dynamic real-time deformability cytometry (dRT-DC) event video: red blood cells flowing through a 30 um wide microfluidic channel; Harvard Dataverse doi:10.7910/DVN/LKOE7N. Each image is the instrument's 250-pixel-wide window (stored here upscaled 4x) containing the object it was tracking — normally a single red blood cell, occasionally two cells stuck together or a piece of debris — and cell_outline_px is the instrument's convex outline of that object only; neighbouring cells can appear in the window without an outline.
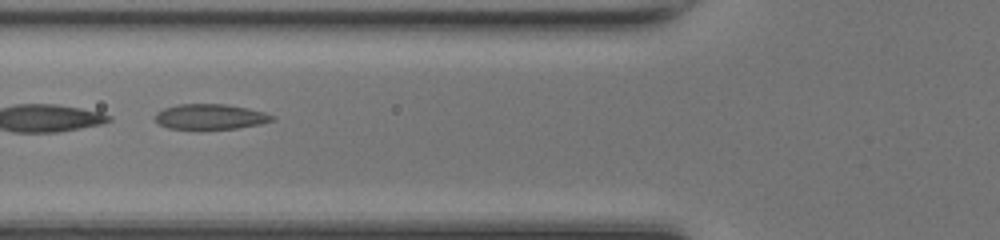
{"species": "common noctule bat (a hibernating species)", "species_latin": "Nyctalus noctula", "temperature_condition": "room temperature", "stored_images_in_passage": 39, "segment_of_instrument_passage": [2, 2], "camera_frame_rate_fps": 3000, "um_per_image_px": 0.085, "animal": {"sex": "female", "body_mass_g": 17.0, "forearm_length_mm": 48.0}, "frame": {"image": 1, "passage_image": 10, "time_ms": 3.0, "image_size_px": [1000, 240], "cell_outline_px": [[276, 120], [260, 124], [236, 128], [168, 128], [160, 124], [152, 116], [156, 112], [164, 108], [176, 104], [228, 104], [248, 108], [264, 112], [276, 116]], "centroid_in_image_um": [17.89, 9.9], "position_along_channel_um": 107.9, "area_um2": 17.22}}
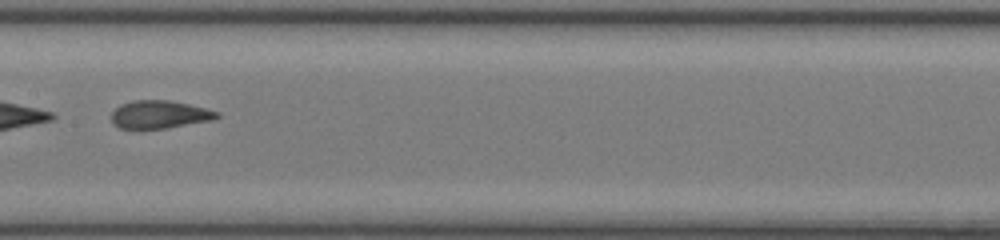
{"frame": {"image": 2, "passage_image": 16, "time_ms": 5.0, "image_size_px": [1000, 240], "cell_outline_px": [[220, 116], [212, 120], [168, 128], [120, 128], [112, 124], [112, 112], [120, 104], [132, 100], [168, 100], [188, 104], [220, 112]], "centroid_in_image_um": [13.55, 9.73], "position_along_channel_um": 193.8, "area_um2": 17.11}}
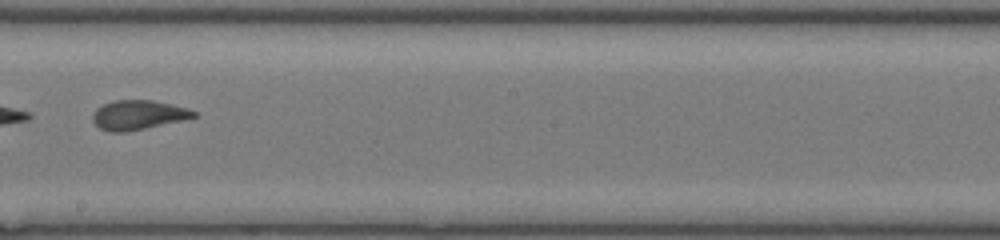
{"frame": {"image": 3, "passage_image": 19, "time_ms": 6.0, "image_size_px": [1000, 240], "cell_outline_px": [[200, 116], [184, 120], [124, 132], [112, 132], [100, 128], [92, 120], [92, 116], [96, 108], [104, 104], [116, 100], [152, 100], [188, 108], [196, 112]], "centroid_in_image_um": [11.77, 9.76], "position_along_channel_um": 236.4, "area_um2": 17.22}}